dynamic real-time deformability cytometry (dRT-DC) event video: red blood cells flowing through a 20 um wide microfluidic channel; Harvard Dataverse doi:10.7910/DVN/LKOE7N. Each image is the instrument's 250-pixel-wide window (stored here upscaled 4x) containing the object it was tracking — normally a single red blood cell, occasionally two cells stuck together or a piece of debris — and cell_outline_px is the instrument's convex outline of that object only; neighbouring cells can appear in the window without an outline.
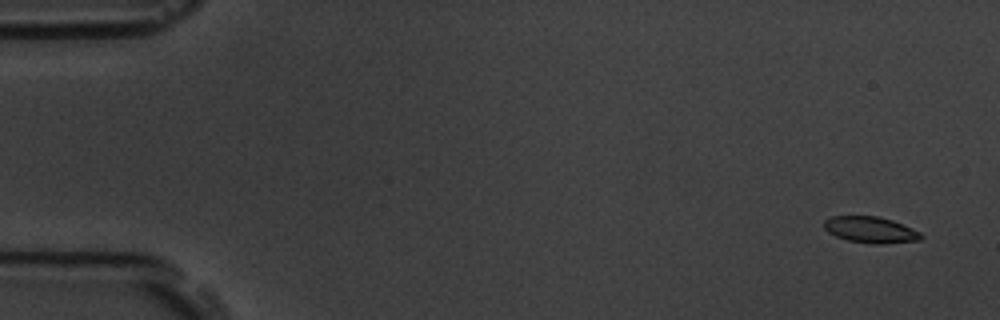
{"species": "common noctule bat (a hibernating species)", "species_latin": "Nyctalus noctula", "temperature_condition": "room temperature", "stored_images_in_passage": 6, "camera_frame_rate_fps": 3000, "um_per_image_px": 0.085, "animal": {"sex": "male", "body_mass_g": 19.5, "forearm_length_mm": 54.6}, "frame": {"image": 1, "passage_image": 1, "time_ms": 0.0, "image_size_px": [1000, 320], "cell_outline_px": [[924, 236], [920, 240], [880, 244], [872, 244], [848, 240], [836, 236], [828, 232], [824, 228], [824, 220], [832, 216], [876, 216], [892, 220], [912, 228], [920, 232]], "centroid_in_image_um": [74.0, 19.53], "position_along_channel_um": 11.0, "area_um2": 14.8}}
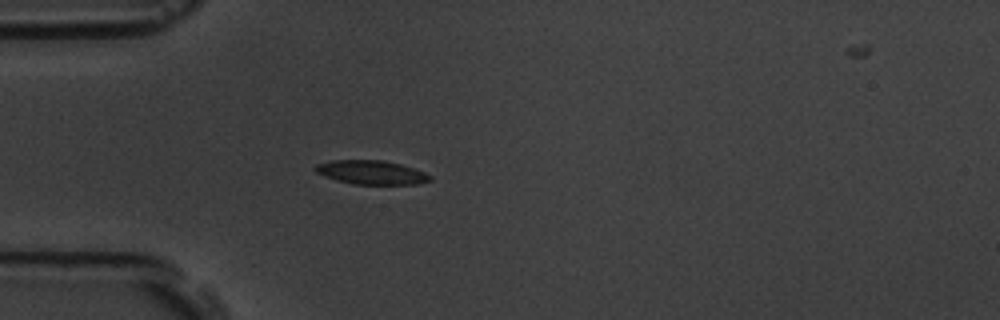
{"frame": {"image": 2, "passage_image": 5, "time_ms": 4.667, "image_size_px": [1000, 320], "cell_outline_px": [[432, 180], [416, 184], [352, 184], [336, 180], [324, 176], [316, 172], [312, 168], [316, 164], [332, 160], [384, 160], [400, 164], [424, 172], [432, 176]], "centroid_in_image_um": [31.53, 14.65], "position_along_channel_um": 53.5, "area_um2": 16.01}}